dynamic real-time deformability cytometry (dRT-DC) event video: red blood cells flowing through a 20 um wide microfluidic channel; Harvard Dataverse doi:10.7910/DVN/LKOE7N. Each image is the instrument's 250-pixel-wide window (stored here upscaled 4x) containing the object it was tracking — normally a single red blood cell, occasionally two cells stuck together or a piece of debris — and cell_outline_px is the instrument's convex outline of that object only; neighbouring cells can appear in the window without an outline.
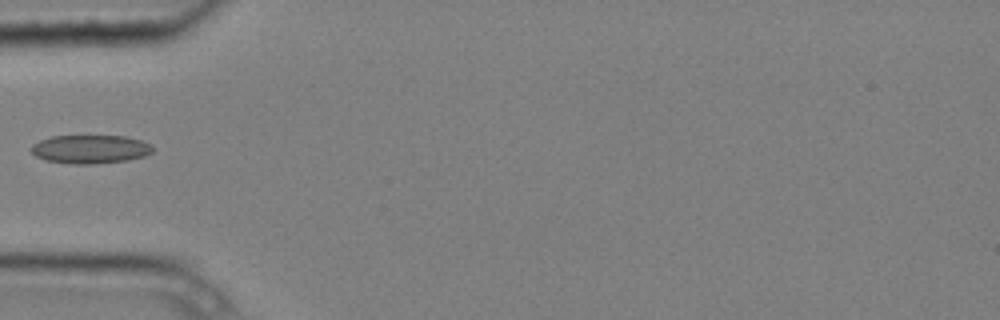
{"species": "common noctule bat (a hibernating species)", "species_latin": "Nyctalus noctula", "temperature_condition": "cold", "stored_images_in_passage": 6, "camera_frame_rate_fps": 3000, "um_per_image_px": 0.085, "animal": {"sex": "male", "body_mass_g": 20.4}, "frame": {"image": 1, "passage_image": 5, "time_ms": 1.333, "image_size_px": [1000, 320], "cell_outline_px": [[152, 152], [144, 156], [128, 160], [92, 164], [72, 164], [44, 160], [36, 156], [28, 148], [32, 144], [40, 140], [52, 136], [124, 136], [140, 140], [152, 144]], "centroid_in_image_um": [7.64, 12.68], "position_along_channel_um": 77.4, "area_um2": 20.29}}
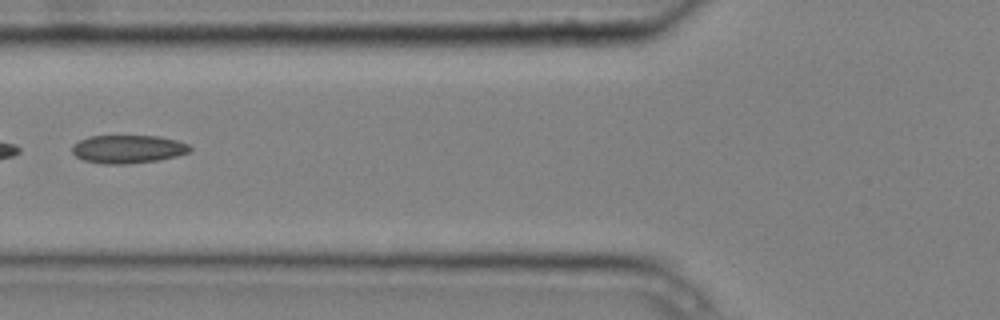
{"frame": {"image": 2, "passage_image": 6, "time_ms": 1.667, "image_size_px": [1000, 320], "cell_outline_px": [[192, 152], [160, 160], [124, 164], [104, 164], [84, 160], [76, 156], [72, 152], [72, 144], [88, 136], [156, 136], [176, 140], [188, 144], [192, 148]], "centroid_in_image_um": [10.89, 12.67], "position_along_channel_um": 114.9, "area_um2": 19.42}}